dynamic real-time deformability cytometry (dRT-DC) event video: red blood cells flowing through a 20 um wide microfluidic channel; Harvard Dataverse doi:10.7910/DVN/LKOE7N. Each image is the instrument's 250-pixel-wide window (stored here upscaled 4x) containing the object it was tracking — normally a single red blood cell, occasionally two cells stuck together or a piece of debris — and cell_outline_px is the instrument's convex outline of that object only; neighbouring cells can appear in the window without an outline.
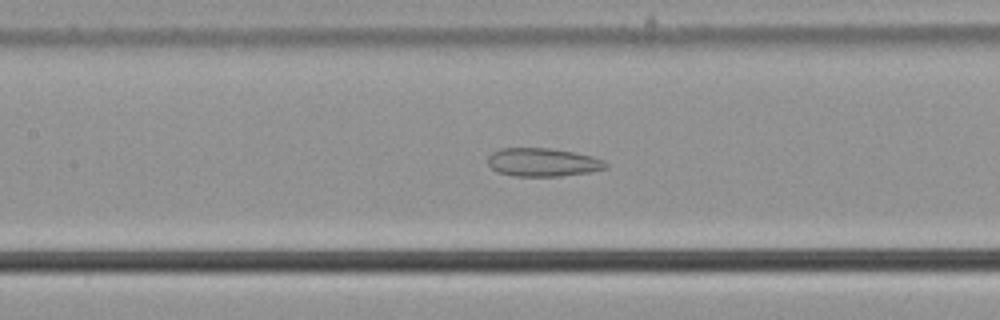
{"species": "common noctule bat (a hibernating species)", "species_latin": "Nyctalus noctula", "temperature_condition": "cold", "stored_images_in_passage": 54, "camera_frame_rate_fps": 3000, "um_per_image_px": 0.085, "animal": {"sex": "male", "body_mass_g": 21.5, "forearm_length_mm": 52.0}, "frame": {"image": 1, "passage_image": 25, "time_ms": 8.0, "image_size_px": [1000, 320], "cell_outline_px": [[608, 168], [588, 172], [560, 176], [516, 176], [496, 172], [488, 164], [488, 156], [492, 152], [500, 148], [548, 148], [572, 152], [592, 156], [604, 160], [608, 164]], "centroid_in_image_um": [46.12, 13.79], "position_along_channel_um": 161.3, "area_um2": 19.48}}
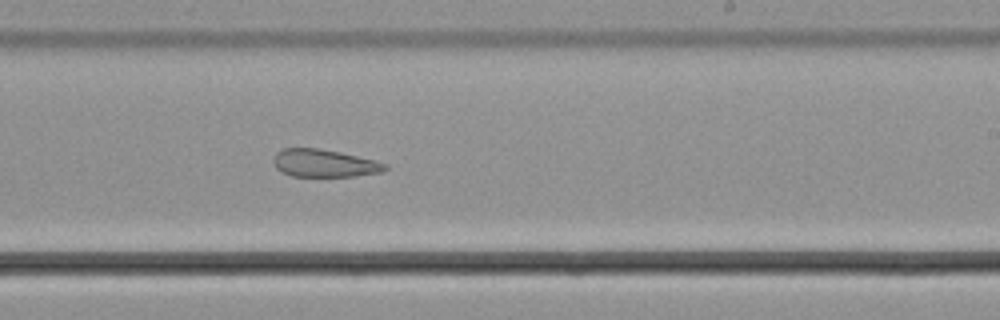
{"frame": {"image": 2, "passage_image": 33, "time_ms": 10.667, "image_size_px": [1000, 320], "cell_outline_px": [[388, 168], [384, 172], [352, 176], [292, 176], [280, 172], [276, 168], [272, 160], [272, 156], [276, 152], [284, 148], [316, 148], [340, 152], [376, 160], [388, 164]], "centroid_in_image_um": [27.55, 13.87], "position_along_channel_um": 261.4, "area_um2": 18.21}}
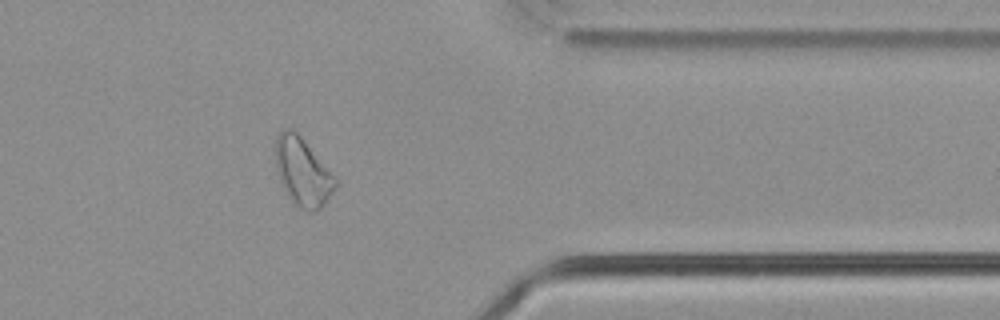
{"frame": {"image": 3, "passage_image": 44, "time_ms": 14.333, "image_size_px": [1000, 320], "cell_outline_px": [[336, 188], [324, 204], [316, 212], [312, 212], [296, 208], [292, 204], [280, 180], [276, 168], [276, 136], [284, 128], [292, 128], [300, 136], [336, 180]], "centroid_in_image_um": [25.69, 14.66], "position_along_channel_um": 385.7, "area_um2": 23.29}, "authors_computed_cell_mechanics": {"area_um2": 24.9118, "velocity_mm_per_s": 3.771, "shape_relaxation_time_tau1_ms": null, "shape_relaxation_time_tau2_ms": 4.22, "deformation_change_tau1": null, "deformation_change_tau2": 0.1315}}